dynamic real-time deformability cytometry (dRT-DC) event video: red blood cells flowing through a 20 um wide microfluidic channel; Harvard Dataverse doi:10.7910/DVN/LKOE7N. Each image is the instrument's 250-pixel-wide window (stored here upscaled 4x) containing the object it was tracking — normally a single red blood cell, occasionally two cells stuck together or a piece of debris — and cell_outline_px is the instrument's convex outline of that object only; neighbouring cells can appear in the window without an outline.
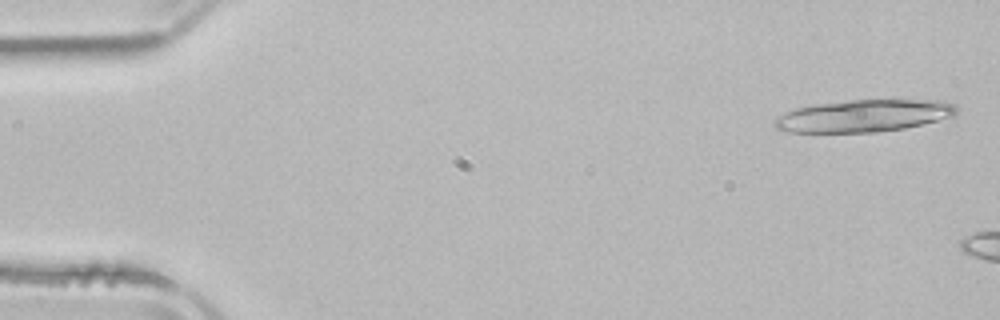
{"species": "common noctule bat (a hibernating species)", "species_latin": "Nyctalus noctula", "temperature_condition": "room temperature", "stored_images_in_passage": 3, "camera_frame_rate_fps": 3000, "um_per_image_px": 0.085, "animal": {"sex": "male", "body_mass_g": 21.5, "forearm_length_mm": 52.0}, "frame": {"image": 1, "passage_image": 1, "time_ms": 0.0, "image_size_px": [1000, 320], "cell_outline_px": [[960, 108], [956, 116], [904, 128], [876, 132], [788, 132], [776, 128], [772, 124], [772, 120], [776, 116], [796, 108], [816, 104], [852, 100], [944, 100], [956, 104]], "centroid_in_image_um": [73.45, 9.84], "position_along_channel_um": 11.5, "area_um2": 34.39}}